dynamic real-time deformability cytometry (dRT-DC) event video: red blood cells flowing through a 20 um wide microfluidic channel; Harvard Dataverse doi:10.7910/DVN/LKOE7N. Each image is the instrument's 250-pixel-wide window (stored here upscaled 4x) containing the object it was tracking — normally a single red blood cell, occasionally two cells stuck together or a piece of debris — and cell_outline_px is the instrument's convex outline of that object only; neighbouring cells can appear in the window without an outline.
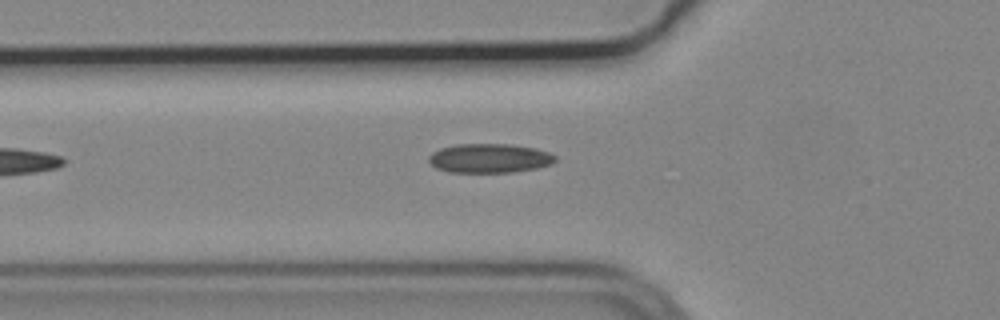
{"species": "common noctule bat (a hibernating species)", "species_latin": "Nyctalus noctula", "temperature_condition": "cold", "stored_images_in_passage": 5, "camera_frame_rate_fps": 3000, "um_per_image_px": 0.085, "animal": {"sex": "male", "body_mass_g": 19.2, "forearm_length_mm": 51.8}, "frame": {"image": 1, "passage_image": 5, "time_ms": 1.333, "image_size_px": [1000, 320], "cell_outline_px": [[556, 160], [552, 164], [536, 168], [512, 172], [448, 172], [436, 168], [428, 160], [428, 156], [432, 152], [440, 148], [456, 144], [508, 144], [536, 148], [548, 152], [556, 156]], "centroid_in_image_um": [41.6, 13.45], "position_along_channel_um": 84.2, "area_um2": 21.56}}